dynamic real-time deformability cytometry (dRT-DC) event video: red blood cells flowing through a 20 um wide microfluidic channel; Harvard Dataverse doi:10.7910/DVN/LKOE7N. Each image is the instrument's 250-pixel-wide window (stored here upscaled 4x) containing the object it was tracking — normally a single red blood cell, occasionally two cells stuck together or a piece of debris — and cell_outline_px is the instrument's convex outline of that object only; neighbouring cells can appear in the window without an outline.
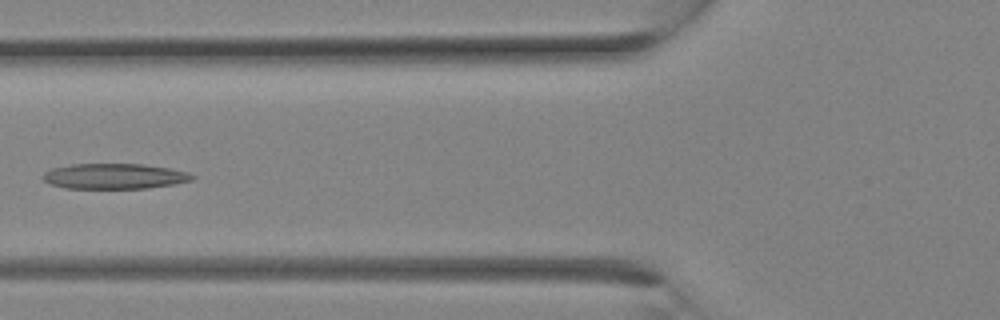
{"species": "Egyptian fruit bat (a non-hibernating species)", "species_latin": "Rousettus aegyptiacus", "temperature_condition": "room temperature", "stored_images_in_passage": 10, "camera_frame_rate_fps": 3000, "um_per_image_px": 0.085, "animal": {"sex": "female"}, "frame": {"image": 1, "passage_image": 9, "time_ms": 2.667, "image_size_px": [1000, 320], "cell_outline_px": [[196, 176], [192, 180], [172, 184], [148, 188], [64, 188], [48, 184], [40, 176], [44, 172], [52, 168], [72, 164], [144, 164], [168, 168], [188, 172]], "centroid_in_image_um": [9.68, 14.98], "position_along_channel_um": 116.1, "area_um2": 22.14}}